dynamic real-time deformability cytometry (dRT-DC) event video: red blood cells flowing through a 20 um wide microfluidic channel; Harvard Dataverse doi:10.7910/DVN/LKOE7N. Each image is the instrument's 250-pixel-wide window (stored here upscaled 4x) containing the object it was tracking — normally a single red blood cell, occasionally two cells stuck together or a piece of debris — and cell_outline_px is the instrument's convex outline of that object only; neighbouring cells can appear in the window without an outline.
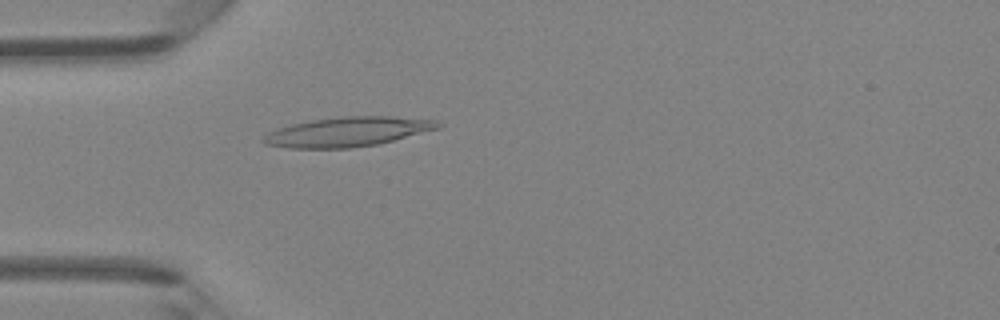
{"species": "Egyptian fruit bat (a non-hibernating species)", "species_latin": "Rousettus aegyptiacus", "temperature_condition": "room temperature", "stored_images_in_passage": 40, "camera_frame_rate_fps": 3000, "um_per_image_px": 0.085, "animal": {"sex": "female"}, "frame": {"image": 1, "passage_image": 7, "time_ms": 2.0, "image_size_px": [1000, 320], "cell_outline_px": [[444, 124], [440, 128], [376, 144], [348, 148], [288, 148], [264, 144], [260, 140], [268, 132], [292, 124], [312, 120], [344, 116], [388, 116], [436, 120]], "centroid_in_image_um": [29.53, 11.2], "position_along_channel_um": 55.5, "area_um2": 29.82}}
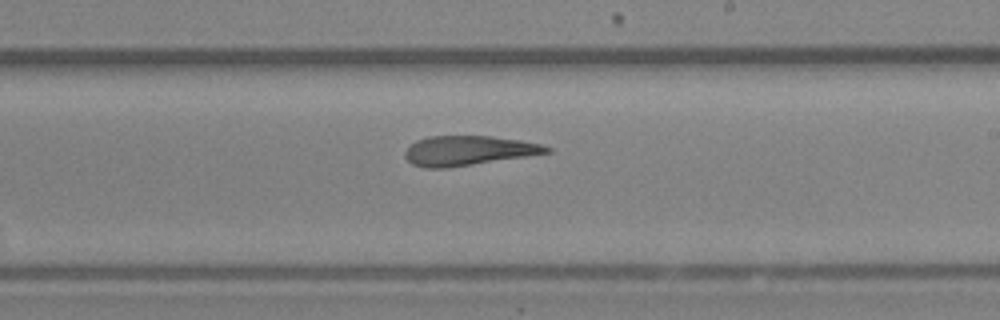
{"frame": {"image": 2, "passage_image": 21, "time_ms": 6.667, "image_size_px": [1000, 320], "cell_outline_px": [[552, 152], [448, 168], [424, 168], [412, 164], [404, 156], [404, 152], [416, 140], [428, 136], [488, 136], [520, 140], [540, 144], [552, 148]], "centroid_in_image_um": [39.78, 12.8], "position_along_channel_um": 249.2, "area_um2": 24.33}}
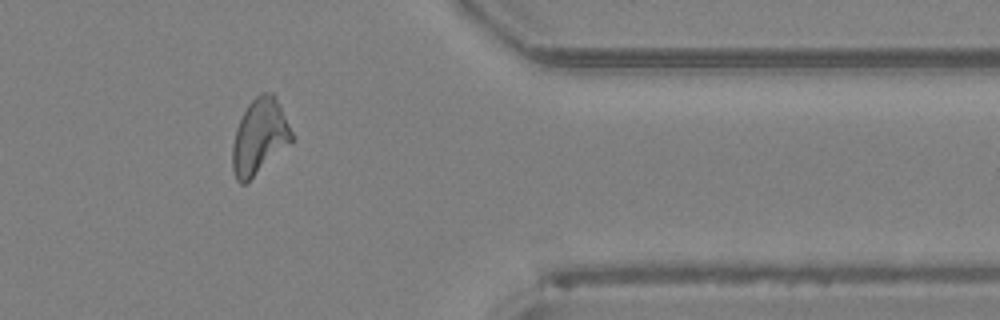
{"frame": {"image": 3, "passage_image": 32, "time_ms": 10.333, "image_size_px": [1000, 320], "cell_outline_px": [[292, 140], [244, 184], [240, 184], [236, 180], [232, 168], [232, 144], [236, 128], [248, 104], [260, 92], [272, 92], [276, 96], [292, 132]], "centroid_in_image_um": [22.02, 11.57], "position_along_channel_um": 389.4, "area_um2": 25.43}, "authors_computed_cell_mechanics": {"area_um2": 25.721, "velocity_mm_per_s": 4.2972, "shape_relaxation_time_tau1_ms": null, "shape_relaxation_time_tau2_ms": 4.0852, "deformation_change_tau1": null, "deformation_change_tau2": 0.1486}}